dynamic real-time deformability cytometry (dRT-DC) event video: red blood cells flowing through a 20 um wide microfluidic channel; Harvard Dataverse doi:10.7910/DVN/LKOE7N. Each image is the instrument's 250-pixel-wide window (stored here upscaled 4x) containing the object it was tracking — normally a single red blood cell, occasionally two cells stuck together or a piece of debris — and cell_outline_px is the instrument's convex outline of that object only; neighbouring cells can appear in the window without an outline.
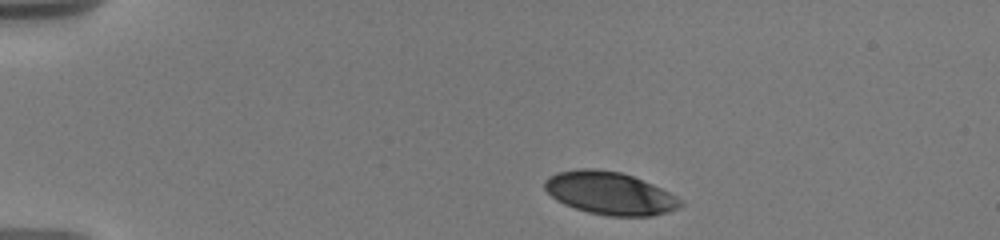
{"species": "human", "species_latin": "Homo sapiens", "temperature_condition": "warm", "stored_images_in_passage": 4, "camera_frame_rate_fps": 3000, "um_per_image_px": 0.085, "donor": {"sex": "male"}, "frame": {"image": 1, "passage_image": 1, "time_ms": 0.0, "image_size_px": [1000, 240], "cell_outline_px": [[684, 204], [668, 212], [652, 216], [608, 216], [588, 212], [564, 204], [556, 200], [544, 188], [544, 180], [548, 176], [556, 172], [580, 168], [596, 168], [620, 172], [632, 176], [652, 184], [684, 200]], "centroid_in_image_um": [51.82, 16.42], "position_along_channel_um": 33.2, "area_um2": 33.87}}
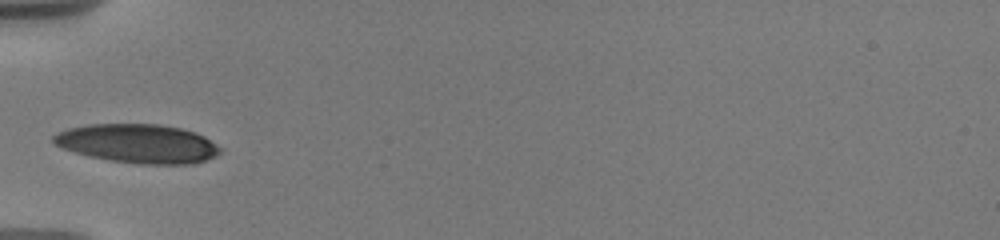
{"frame": {"image": 2, "passage_image": 4, "time_ms": 3.0, "image_size_px": [1000, 240], "cell_outline_px": [[220, 152], [216, 156], [192, 164], [140, 164], [108, 160], [88, 156], [52, 144], [52, 136], [68, 128], [88, 124], [160, 124], [180, 128], [196, 132], [204, 136], [216, 144], [220, 148]], "centroid_in_image_um": [11.71, 12.2], "position_along_channel_um": 73.3, "area_um2": 37.8}}